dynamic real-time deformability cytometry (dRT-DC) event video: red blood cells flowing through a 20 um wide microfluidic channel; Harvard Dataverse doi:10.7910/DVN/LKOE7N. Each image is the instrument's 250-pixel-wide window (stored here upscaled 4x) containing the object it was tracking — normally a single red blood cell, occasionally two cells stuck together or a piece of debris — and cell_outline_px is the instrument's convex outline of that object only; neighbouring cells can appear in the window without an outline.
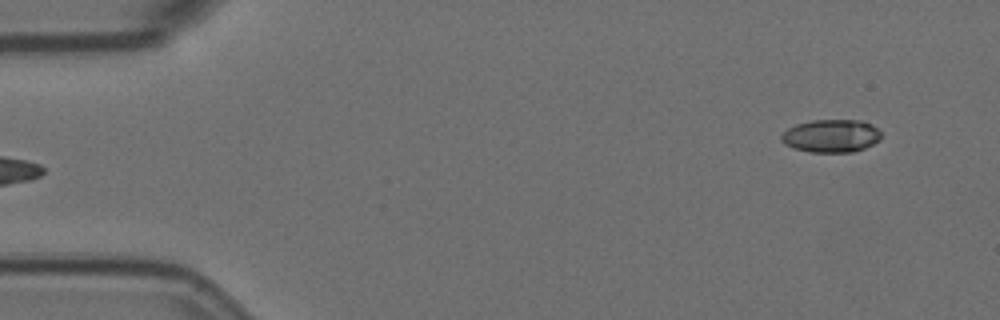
{"species": "Egyptian fruit bat (a non-hibernating species)", "species_latin": "Rousettus aegyptiacus", "temperature_condition": "room temperature", "stored_images_in_passage": 4, "segment_of_instrument_passage": [2, 2], "camera_frame_rate_fps": 3000, "um_per_image_px": 0.085, "animal": {"sex": "female"}, "frame": {"image": 1, "passage_image": 4, "time_ms": 1.0, "image_size_px": [1000, 320], "cell_outline_px": [[880, 140], [864, 148], [852, 152], [808, 152], [784, 144], [780, 140], [780, 136], [788, 128], [796, 124], [812, 120], [860, 120], [872, 124], [880, 132]], "centroid_in_image_um": [70.63, 11.55], "position_along_channel_um": 14.4, "area_um2": 19.13}}